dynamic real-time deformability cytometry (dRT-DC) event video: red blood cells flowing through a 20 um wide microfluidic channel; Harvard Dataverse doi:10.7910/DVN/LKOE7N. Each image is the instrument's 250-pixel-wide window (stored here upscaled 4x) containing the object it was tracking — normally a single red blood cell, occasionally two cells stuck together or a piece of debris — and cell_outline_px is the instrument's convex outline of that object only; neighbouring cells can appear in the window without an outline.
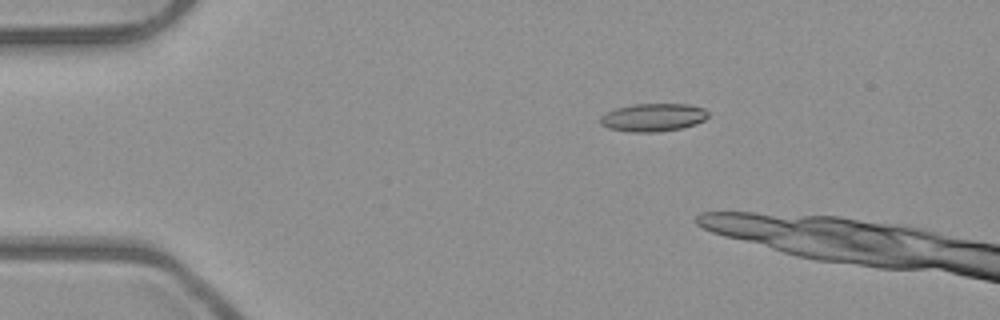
{"species": "common noctule bat (a hibernating species)", "species_latin": "Nyctalus noctula", "temperature_condition": "room temperature", "stored_images_in_passage": 3, "camera_frame_rate_fps": 3000, "um_per_image_px": 0.085, "animal": {"sex": "male", "body_mass_g": 23.1, "forearm_length_mm": 52.7}, "frame": {"image": 1, "passage_image": 1, "time_ms": 0.0, "image_size_px": [1000, 320], "cell_outline_px": [[708, 116], [704, 120], [696, 124], [680, 128], [656, 132], [628, 132], [608, 128], [600, 124], [600, 116], [616, 108], [636, 104], [688, 104], [704, 108], [708, 112]], "centroid_in_image_um": [55.51, 9.98], "position_along_channel_um": 29.5, "area_um2": 17.57}}